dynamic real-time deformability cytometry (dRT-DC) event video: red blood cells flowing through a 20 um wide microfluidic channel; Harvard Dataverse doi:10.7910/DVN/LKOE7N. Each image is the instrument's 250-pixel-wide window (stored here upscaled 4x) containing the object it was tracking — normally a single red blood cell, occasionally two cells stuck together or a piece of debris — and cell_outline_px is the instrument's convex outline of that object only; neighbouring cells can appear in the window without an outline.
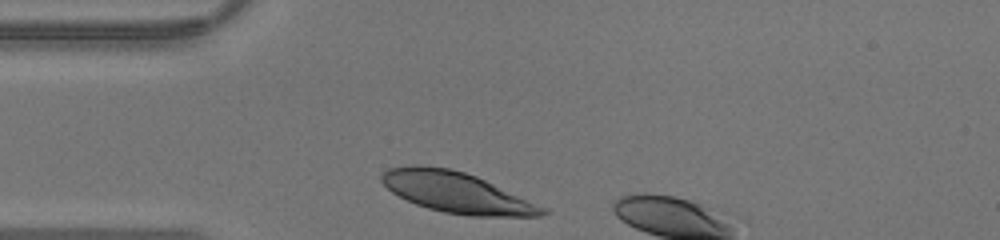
{"species": "human", "species_latin": "Homo sapiens", "temperature_condition": "warm", "stored_images_in_passage": 3, "camera_frame_rate_fps": 3000, "um_per_image_px": 0.085, "donor": {"sex": "male"}, "frame": {"image": 1, "passage_image": 1, "time_ms": 0.0, "image_size_px": [1000, 240], "cell_outline_px": [[552, 212], [540, 216], [468, 216], [444, 212], [428, 208], [416, 204], [392, 192], [380, 180], [380, 176], [388, 168], [412, 164], [420, 164], [448, 168], [464, 172], [476, 176], [548, 208]], "centroid_in_image_um": [38.83, 16.36], "position_along_channel_um": 46.2, "area_um2": 38.15}}